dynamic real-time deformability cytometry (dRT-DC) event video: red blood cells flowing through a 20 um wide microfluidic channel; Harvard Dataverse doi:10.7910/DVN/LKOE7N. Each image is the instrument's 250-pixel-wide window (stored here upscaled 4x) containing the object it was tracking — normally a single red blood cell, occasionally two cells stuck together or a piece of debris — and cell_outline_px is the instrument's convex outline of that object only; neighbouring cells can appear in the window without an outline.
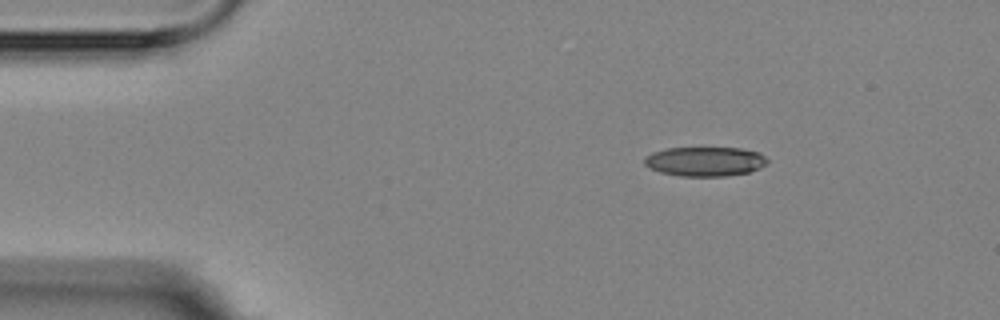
{"species": "Egyptian fruit bat (a non-hibernating species)", "species_latin": "Rousettus aegyptiacus", "temperature_condition": "room temperature", "stored_images_in_passage": 4, "camera_frame_rate_fps": 3000, "um_per_image_px": 0.085, "animal": {"sex": "female"}, "frame": {"image": 1, "passage_image": 4, "time_ms": 4.333, "image_size_px": [1000, 320], "cell_outline_px": [[768, 164], [760, 168], [748, 172], [724, 176], [680, 176], [660, 172], [648, 168], [644, 164], [644, 156], [652, 152], [668, 148], [740, 148], [756, 152], [764, 156], [768, 160]], "centroid_in_image_um": [59.89, 13.73], "position_along_channel_um": 25.1, "area_um2": 21.1}}